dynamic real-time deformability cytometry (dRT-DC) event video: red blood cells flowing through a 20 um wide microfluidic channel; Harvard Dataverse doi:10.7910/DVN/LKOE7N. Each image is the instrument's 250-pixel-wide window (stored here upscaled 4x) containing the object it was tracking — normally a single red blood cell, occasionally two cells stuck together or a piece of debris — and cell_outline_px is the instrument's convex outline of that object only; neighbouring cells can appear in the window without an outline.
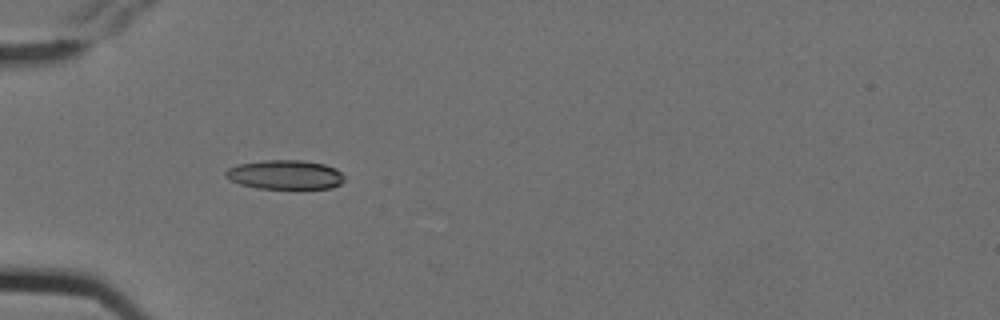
{"species": "Egyptian fruit bat (a non-hibernating species)", "species_latin": "Rousettus aegyptiacus", "temperature_condition": "cold", "stored_images_in_passage": 5, "camera_frame_rate_fps": 3000, "um_per_image_px": 0.085, "animal": {"sex": "female"}, "frame": {"image": 1, "passage_image": 3, "time_ms": 0.667, "image_size_px": [1000, 320], "cell_outline_px": [[344, 180], [340, 184], [332, 188], [300, 192], [256, 188], [240, 184], [224, 176], [224, 172], [228, 168], [236, 164], [264, 160], [304, 160], [324, 164], [336, 168], [344, 176]], "centroid_in_image_um": [24.27, 14.9], "position_along_channel_um": 60.7, "area_um2": 21.39}}
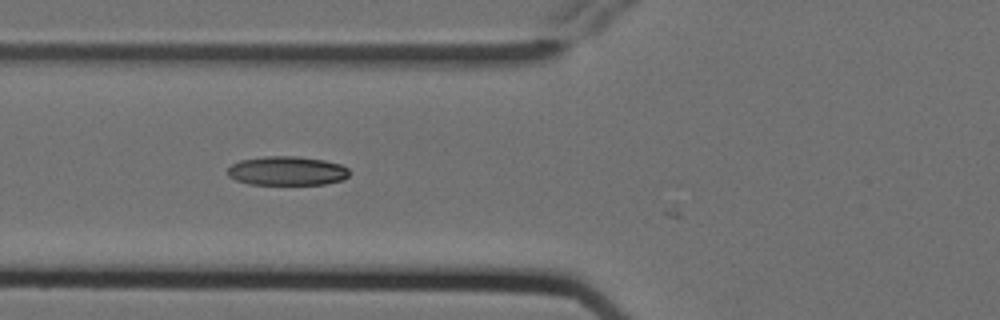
{"frame": {"image": 2, "passage_image": 4, "time_ms": 1.0, "image_size_px": [1000, 320], "cell_outline_px": [[348, 176], [344, 180], [324, 184], [248, 184], [236, 180], [228, 176], [224, 172], [232, 164], [240, 160], [264, 156], [296, 156], [324, 160], [340, 164], [348, 168]], "centroid_in_image_um": [24.36, 14.52], "position_along_channel_um": 101.4, "area_um2": 20.75}}